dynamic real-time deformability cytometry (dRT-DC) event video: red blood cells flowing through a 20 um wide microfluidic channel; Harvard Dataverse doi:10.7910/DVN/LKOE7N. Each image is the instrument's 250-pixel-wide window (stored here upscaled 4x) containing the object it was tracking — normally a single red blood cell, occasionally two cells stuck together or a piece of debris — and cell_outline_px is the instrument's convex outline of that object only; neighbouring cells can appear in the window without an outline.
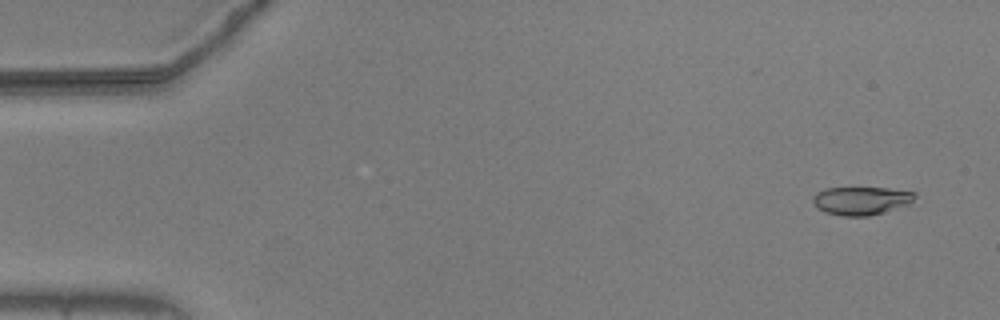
{"species": "common noctule bat (a hibernating species)", "species_latin": "Nyctalus noctula", "temperature_condition": "warm", "stored_images_in_passage": 30, "camera_frame_rate_fps": 3000, "um_per_image_px": 0.085, "animal": {"sex": "male", "body_mass_g": 20.5, "forearm_length_mm": 52.5}, "frame": {"image": 1, "passage_image": 4, "time_ms": 1.0, "image_size_px": [1000, 320], "cell_outline_px": [[916, 196], [908, 204], [884, 212], [868, 216], [840, 216], [824, 212], [816, 208], [812, 204], [812, 196], [816, 192], [824, 188], [888, 188], [916, 192]], "centroid_in_image_um": [73.14, 17.06], "position_along_channel_um": 11.9, "area_um2": 16.94}}
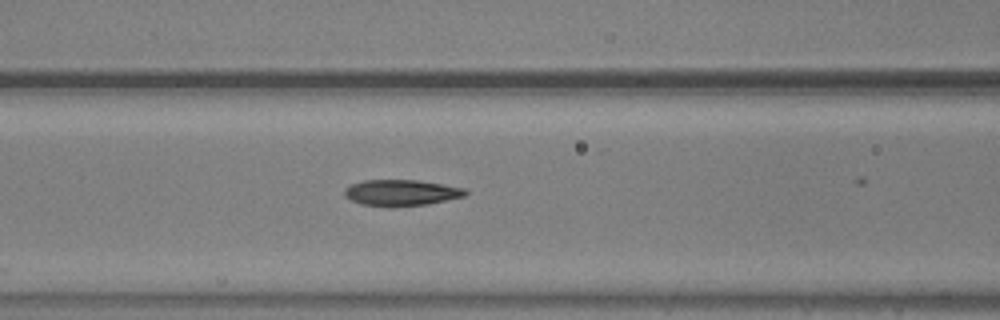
{"frame": {"image": 2, "passage_image": 24, "time_ms": 7.667, "image_size_px": [1000, 320], "cell_outline_px": [[468, 192], [464, 196], [428, 204], [388, 208], [360, 204], [344, 196], [344, 188], [352, 184], [364, 180], [416, 180], [464, 188]], "centroid_in_image_um": [34.05, 16.4], "position_along_channel_um": 132.5, "area_um2": 18.5}}
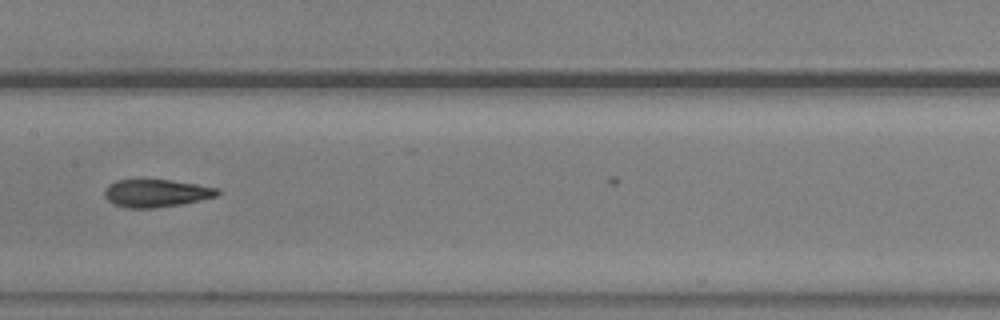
{"frame": {"image": 3, "passage_image": 29, "time_ms": 9.333, "image_size_px": [1000, 320], "cell_outline_px": [[220, 192], [216, 196], [200, 200], [180, 204], [156, 208], [124, 208], [108, 200], [104, 196], [104, 192], [108, 184], [116, 180], [172, 180], [220, 188]], "centroid_in_image_um": [13.28, 16.42], "position_along_channel_um": 194.1, "area_um2": 18.21}}